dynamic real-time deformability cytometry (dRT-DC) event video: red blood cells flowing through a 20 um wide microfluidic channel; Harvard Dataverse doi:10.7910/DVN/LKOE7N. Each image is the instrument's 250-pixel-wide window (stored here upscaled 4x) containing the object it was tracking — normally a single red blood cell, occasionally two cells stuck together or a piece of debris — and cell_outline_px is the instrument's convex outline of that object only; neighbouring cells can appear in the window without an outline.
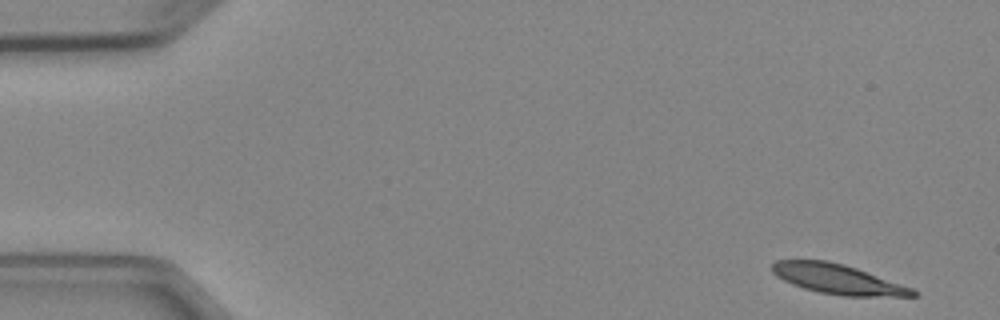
{"species": "Egyptian fruit bat (a non-hibernating species)", "species_latin": "Rousettus aegyptiacus", "temperature_condition": "cold", "stored_images_in_passage": 5, "camera_frame_rate_fps": 3000, "um_per_image_px": 0.085, "animal": {"sex": "female"}, "frame": {"image": 1, "passage_image": 1, "time_ms": 0.0, "image_size_px": [1000, 320], "cell_outline_px": [[920, 292], [916, 296], [844, 296], [820, 292], [804, 288], [792, 284], [776, 276], [772, 272], [772, 264], [776, 260], [828, 260], [844, 264], [856, 268], [912, 288]], "centroid_in_image_um": [71.2, 23.72], "position_along_channel_um": 13.8, "area_um2": 24.22}}
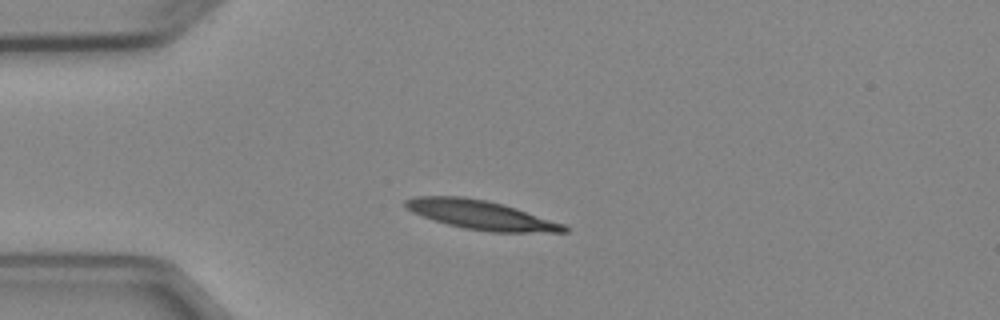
{"frame": {"image": 2, "passage_image": 3, "time_ms": 3.333, "image_size_px": [1000, 320], "cell_outline_px": [[568, 232], [492, 232], [464, 228], [448, 224], [412, 212], [404, 204], [404, 200], [416, 196], [464, 196], [488, 200], [504, 204], [564, 224], [568, 228]], "centroid_in_image_um": [40.89, 18.26], "position_along_channel_um": 44.1, "area_um2": 26.65}}